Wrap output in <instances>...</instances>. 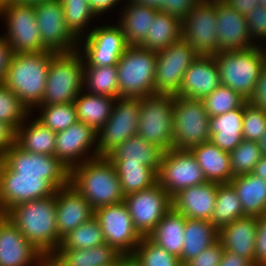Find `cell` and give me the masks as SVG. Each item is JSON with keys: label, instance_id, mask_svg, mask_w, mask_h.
<instances>
[{"label": "cell", "instance_id": "14", "mask_svg": "<svg viewBox=\"0 0 266 266\" xmlns=\"http://www.w3.org/2000/svg\"><path fill=\"white\" fill-rule=\"evenodd\" d=\"M36 20L43 46L55 53L78 51L79 40L66 26L60 0L44 1L34 5Z\"/></svg>", "mask_w": 266, "mask_h": 266}, {"label": "cell", "instance_id": "37", "mask_svg": "<svg viewBox=\"0 0 266 266\" xmlns=\"http://www.w3.org/2000/svg\"><path fill=\"white\" fill-rule=\"evenodd\" d=\"M82 93L81 91L73 102L78 121L91 126L98 133L108 121L116 98Z\"/></svg>", "mask_w": 266, "mask_h": 266}, {"label": "cell", "instance_id": "17", "mask_svg": "<svg viewBox=\"0 0 266 266\" xmlns=\"http://www.w3.org/2000/svg\"><path fill=\"white\" fill-rule=\"evenodd\" d=\"M135 229L147 237L172 208V197L158 183L124 198Z\"/></svg>", "mask_w": 266, "mask_h": 266}, {"label": "cell", "instance_id": "44", "mask_svg": "<svg viewBox=\"0 0 266 266\" xmlns=\"http://www.w3.org/2000/svg\"><path fill=\"white\" fill-rule=\"evenodd\" d=\"M132 256L139 266H181L180 259L158 246L148 237H142Z\"/></svg>", "mask_w": 266, "mask_h": 266}, {"label": "cell", "instance_id": "9", "mask_svg": "<svg viewBox=\"0 0 266 266\" xmlns=\"http://www.w3.org/2000/svg\"><path fill=\"white\" fill-rule=\"evenodd\" d=\"M0 16L5 17L8 29L7 35L2 37L11 47L13 54L48 51L40 38L34 5L0 0Z\"/></svg>", "mask_w": 266, "mask_h": 266}, {"label": "cell", "instance_id": "12", "mask_svg": "<svg viewBox=\"0 0 266 266\" xmlns=\"http://www.w3.org/2000/svg\"><path fill=\"white\" fill-rule=\"evenodd\" d=\"M139 113L140 98L115 100L108 121L97 133V156H106L116 146L137 135Z\"/></svg>", "mask_w": 266, "mask_h": 266}, {"label": "cell", "instance_id": "6", "mask_svg": "<svg viewBox=\"0 0 266 266\" xmlns=\"http://www.w3.org/2000/svg\"><path fill=\"white\" fill-rule=\"evenodd\" d=\"M80 50L51 58L47 83L39 106L73 103L84 90V62Z\"/></svg>", "mask_w": 266, "mask_h": 266}, {"label": "cell", "instance_id": "34", "mask_svg": "<svg viewBox=\"0 0 266 266\" xmlns=\"http://www.w3.org/2000/svg\"><path fill=\"white\" fill-rule=\"evenodd\" d=\"M181 34V20L167 12L158 10L153 22H151L150 29L147 31L146 38L139 46L147 50L159 52L179 41Z\"/></svg>", "mask_w": 266, "mask_h": 266}, {"label": "cell", "instance_id": "61", "mask_svg": "<svg viewBox=\"0 0 266 266\" xmlns=\"http://www.w3.org/2000/svg\"><path fill=\"white\" fill-rule=\"evenodd\" d=\"M7 2H13L15 4H22V5H36L38 3L50 0H6Z\"/></svg>", "mask_w": 266, "mask_h": 266}, {"label": "cell", "instance_id": "47", "mask_svg": "<svg viewBox=\"0 0 266 266\" xmlns=\"http://www.w3.org/2000/svg\"><path fill=\"white\" fill-rule=\"evenodd\" d=\"M29 114V110L18 96L0 83V121L10 124L17 130Z\"/></svg>", "mask_w": 266, "mask_h": 266}, {"label": "cell", "instance_id": "40", "mask_svg": "<svg viewBox=\"0 0 266 266\" xmlns=\"http://www.w3.org/2000/svg\"><path fill=\"white\" fill-rule=\"evenodd\" d=\"M85 86L90 94L119 98L117 66H84Z\"/></svg>", "mask_w": 266, "mask_h": 266}, {"label": "cell", "instance_id": "26", "mask_svg": "<svg viewBox=\"0 0 266 266\" xmlns=\"http://www.w3.org/2000/svg\"><path fill=\"white\" fill-rule=\"evenodd\" d=\"M256 229L257 217L245 215L221 227L218 240L225 250L237 253L254 264Z\"/></svg>", "mask_w": 266, "mask_h": 266}, {"label": "cell", "instance_id": "2", "mask_svg": "<svg viewBox=\"0 0 266 266\" xmlns=\"http://www.w3.org/2000/svg\"><path fill=\"white\" fill-rule=\"evenodd\" d=\"M69 184L95 211L124 201L115 165L105 156L85 161L70 170Z\"/></svg>", "mask_w": 266, "mask_h": 266}, {"label": "cell", "instance_id": "50", "mask_svg": "<svg viewBox=\"0 0 266 266\" xmlns=\"http://www.w3.org/2000/svg\"><path fill=\"white\" fill-rule=\"evenodd\" d=\"M224 247L217 240L207 249L201 251L195 258L190 260L188 266H219L222 254L224 252Z\"/></svg>", "mask_w": 266, "mask_h": 266}, {"label": "cell", "instance_id": "19", "mask_svg": "<svg viewBox=\"0 0 266 266\" xmlns=\"http://www.w3.org/2000/svg\"><path fill=\"white\" fill-rule=\"evenodd\" d=\"M83 37V38H82ZM79 41L82 44L84 66L117 65L118 60L129 46L120 26H99L89 31Z\"/></svg>", "mask_w": 266, "mask_h": 266}, {"label": "cell", "instance_id": "64", "mask_svg": "<svg viewBox=\"0 0 266 266\" xmlns=\"http://www.w3.org/2000/svg\"><path fill=\"white\" fill-rule=\"evenodd\" d=\"M259 5L266 7V0H258Z\"/></svg>", "mask_w": 266, "mask_h": 266}, {"label": "cell", "instance_id": "25", "mask_svg": "<svg viewBox=\"0 0 266 266\" xmlns=\"http://www.w3.org/2000/svg\"><path fill=\"white\" fill-rule=\"evenodd\" d=\"M218 184L207 181L179 191L172 197V208L186 218L211 221Z\"/></svg>", "mask_w": 266, "mask_h": 266}, {"label": "cell", "instance_id": "36", "mask_svg": "<svg viewBox=\"0 0 266 266\" xmlns=\"http://www.w3.org/2000/svg\"><path fill=\"white\" fill-rule=\"evenodd\" d=\"M29 116L16 130V144L27 152L55 156L56 132L50 130L37 118L27 124Z\"/></svg>", "mask_w": 266, "mask_h": 266}, {"label": "cell", "instance_id": "45", "mask_svg": "<svg viewBox=\"0 0 266 266\" xmlns=\"http://www.w3.org/2000/svg\"><path fill=\"white\" fill-rule=\"evenodd\" d=\"M38 107L41 109V115L37 117V119L56 133L64 131L78 121L74 103L53 104Z\"/></svg>", "mask_w": 266, "mask_h": 266}, {"label": "cell", "instance_id": "27", "mask_svg": "<svg viewBox=\"0 0 266 266\" xmlns=\"http://www.w3.org/2000/svg\"><path fill=\"white\" fill-rule=\"evenodd\" d=\"M121 255L107 243L88 249H69L59 245L47 259V266L113 265Z\"/></svg>", "mask_w": 266, "mask_h": 266}, {"label": "cell", "instance_id": "53", "mask_svg": "<svg viewBox=\"0 0 266 266\" xmlns=\"http://www.w3.org/2000/svg\"><path fill=\"white\" fill-rule=\"evenodd\" d=\"M248 102L266 111V65L259 75L254 92Z\"/></svg>", "mask_w": 266, "mask_h": 266}, {"label": "cell", "instance_id": "13", "mask_svg": "<svg viewBox=\"0 0 266 266\" xmlns=\"http://www.w3.org/2000/svg\"><path fill=\"white\" fill-rule=\"evenodd\" d=\"M198 55L182 38L157 52L155 70V94L176 95L182 85L185 71Z\"/></svg>", "mask_w": 266, "mask_h": 266}, {"label": "cell", "instance_id": "60", "mask_svg": "<svg viewBox=\"0 0 266 266\" xmlns=\"http://www.w3.org/2000/svg\"><path fill=\"white\" fill-rule=\"evenodd\" d=\"M112 266H139L132 255H121Z\"/></svg>", "mask_w": 266, "mask_h": 266}, {"label": "cell", "instance_id": "35", "mask_svg": "<svg viewBox=\"0 0 266 266\" xmlns=\"http://www.w3.org/2000/svg\"><path fill=\"white\" fill-rule=\"evenodd\" d=\"M184 236L179 259L182 264H187L218 240V229L210 221L186 218Z\"/></svg>", "mask_w": 266, "mask_h": 266}, {"label": "cell", "instance_id": "54", "mask_svg": "<svg viewBox=\"0 0 266 266\" xmlns=\"http://www.w3.org/2000/svg\"><path fill=\"white\" fill-rule=\"evenodd\" d=\"M16 143V130L8 123L0 121V157Z\"/></svg>", "mask_w": 266, "mask_h": 266}, {"label": "cell", "instance_id": "43", "mask_svg": "<svg viewBox=\"0 0 266 266\" xmlns=\"http://www.w3.org/2000/svg\"><path fill=\"white\" fill-rule=\"evenodd\" d=\"M247 101L240 93L224 85L218 86L210 95L202 99L209 117L222 115L235 108H240Z\"/></svg>", "mask_w": 266, "mask_h": 266}, {"label": "cell", "instance_id": "41", "mask_svg": "<svg viewBox=\"0 0 266 266\" xmlns=\"http://www.w3.org/2000/svg\"><path fill=\"white\" fill-rule=\"evenodd\" d=\"M105 243L98 220L92 217L62 238L60 245L69 249H88Z\"/></svg>", "mask_w": 266, "mask_h": 266}, {"label": "cell", "instance_id": "49", "mask_svg": "<svg viewBox=\"0 0 266 266\" xmlns=\"http://www.w3.org/2000/svg\"><path fill=\"white\" fill-rule=\"evenodd\" d=\"M245 18L252 43L257 38L258 40H266V7L261 5L256 6L249 11Z\"/></svg>", "mask_w": 266, "mask_h": 266}, {"label": "cell", "instance_id": "39", "mask_svg": "<svg viewBox=\"0 0 266 266\" xmlns=\"http://www.w3.org/2000/svg\"><path fill=\"white\" fill-rule=\"evenodd\" d=\"M243 216H245L244 211L234 187L230 183L218 184L215 208L210 222L219 230Z\"/></svg>", "mask_w": 266, "mask_h": 266}, {"label": "cell", "instance_id": "32", "mask_svg": "<svg viewBox=\"0 0 266 266\" xmlns=\"http://www.w3.org/2000/svg\"><path fill=\"white\" fill-rule=\"evenodd\" d=\"M229 183L237 192L244 215H266V180L248 173L235 176Z\"/></svg>", "mask_w": 266, "mask_h": 266}, {"label": "cell", "instance_id": "31", "mask_svg": "<svg viewBox=\"0 0 266 266\" xmlns=\"http://www.w3.org/2000/svg\"><path fill=\"white\" fill-rule=\"evenodd\" d=\"M127 3L118 25L129 45H139L146 38L151 22L159 9L134 0H127Z\"/></svg>", "mask_w": 266, "mask_h": 266}, {"label": "cell", "instance_id": "15", "mask_svg": "<svg viewBox=\"0 0 266 266\" xmlns=\"http://www.w3.org/2000/svg\"><path fill=\"white\" fill-rule=\"evenodd\" d=\"M203 171L190 150L165 151L158 171V184L171 197L179 191L206 183Z\"/></svg>", "mask_w": 266, "mask_h": 266}, {"label": "cell", "instance_id": "28", "mask_svg": "<svg viewBox=\"0 0 266 266\" xmlns=\"http://www.w3.org/2000/svg\"><path fill=\"white\" fill-rule=\"evenodd\" d=\"M164 152L158 145L135 135L116 146L105 157L111 163H140L158 172Z\"/></svg>", "mask_w": 266, "mask_h": 266}, {"label": "cell", "instance_id": "21", "mask_svg": "<svg viewBox=\"0 0 266 266\" xmlns=\"http://www.w3.org/2000/svg\"><path fill=\"white\" fill-rule=\"evenodd\" d=\"M47 266L37 250L6 216L0 217V266Z\"/></svg>", "mask_w": 266, "mask_h": 266}, {"label": "cell", "instance_id": "58", "mask_svg": "<svg viewBox=\"0 0 266 266\" xmlns=\"http://www.w3.org/2000/svg\"><path fill=\"white\" fill-rule=\"evenodd\" d=\"M92 9L97 15H102L105 11L113 8L120 0H89Z\"/></svg>", "mask_w": 266, "mask_h": 266}, {"label": "cell", "instance_id": "62", "mask_svg": "<svg viewBox=\"0 0 266 266\" xmlns=\"http://www.w3.org/2000/svg\"><path fill=\"white\" fill-rule=\"evenodd\" d=\"M259 149L263 157H266V132L262 135V137L257 141Z\"/></svg>", "mask_w": 266, "mask_h": 266}, {"label": "cell", "instance_id": "11", "mask_svg": "<svg viewBox=\"0 0 266 266\" xmlns=\"http://www.w3.org/2000/svg\"><path fill=\"white\" fill-rule=\"evenodd\" d=\"M217 0H200L181 21V38L189 43L198 56L218 53Z\"/></svg>", "mask_w": 266, "mask_h": 266}, {"label": "cell", "instance_id": "56", "mask_svg": "<svg viewBox=\"0 0 266 266\" xmlns=\"http://www.w3.org/2000/svg\"><path fill=\"white\" fill-rule=\"evenodd\" d=\"M219 266H255L248 259L239 256L237 253L224 250Z\"/></svg>", "mask_w": 266, "mask_h": 266}, {"label": "cell", "instance_id": "20", "mask_svg": "<svg viewBox=\"0 0 266 266\" xmlns=\"http://www.w3.org/2000/svg\"><path fill=\"white\" fill-rule=\"evenodd\" d=\"M93 145H95L93 147L95 148L93 149L94 154L89 155V149L92 150ZM55 156L69 170L87 160L98 157L97 132L91 126L77 121L64 131L56 133Z\"/></svg>", "mask_w": 266, "mask_h": 266}, {"label": "cell", "instance_id": "23", "mask_svg": "<svg viewBox=\"0 0 266 266\" xmlns=\"http://www.w3.org/2000/svg\"><path fill=\"white\" fill-rule=\"evenodd\" d=\"M221 85L214 56H198L185 71L181 88L175 96L202 100Z\"/></svg>", "mask_w": 266, "mask_h": 266}, {"label": "cell", "instance_id": "33", "mask_svg": "<svg viewBox=\"0 0 266 266\" xmlns=\"http://www.w3.org/2000/svg\"><path fill=\"white\" fill-rule=\"evenodd\" d=\"M186 217L171 208L147 236L170 254L180 258L184 243Z\"/></svg>", "mask_w": 266, "mask_h": 266}, {"label": "cell", "instance_id": "48", "mask_svg": "<svg viewBox=\"0 0 266 266\" xmlns=\"http://www.w3.org/2000/svg\"><path fill=\"white\" fill-rule=\"evenodd\" d=\"M266 132V111L260 107L244 104L243 114V139L257 142Z\"/></svg>", "mask_w": 266, "mask_h": 266}, {"label": "cell", "instance_id": "22", "mask_svg": "<svg viewBox=\"0 0 266 266\" xmlns=\"http://www.w3.org/2000/svg\"><path fill=\"white\" fill-rule=\"evenodd\" d=\"M218 52L247 50L255 45L249 37L247 20L243 14L230 8L222 0H217Z\"/></svg>", "mask_w": 266, "mask_h": 266}, {"label": "cell", "instance_id": "16", "mask_svg": "<svg viewBox=\"0 0 266 266\" xmlns=\"http://www.w3.org/2000/svg\"><path fill=\"white\" fill-rule=\"evenodd\" d=\"M0 159L16 174L42 175L56 189L69 184L70 170L56 156L27 152L15 143Z\"/></svg>", "mask_w": 266, "mask_h": 266}, {"label": "cell", "instance_id": "42", "mask_svg": "<svg viewBox=\"0 0 266 266\" xmlns=\"http://www.w3.org/2000/svg\"><path fill=\"white\" fill-rule=\"evenodd\" d=\"M63 6L65 22L70 32L80 40L84 35L85 27L97 16L92 9L89 0H60ZM84 31V32H83Z\"/></svg>", "mask_w": 266, "mask_h": 266}, {"label": "cell", "instance_id": "30", "mask_svg": "<svg viewBox=\"0 0 266 266\" xmlns=\"http://www.w3.org/2000/svg\"><path fill=\"white\" fill-rule=\"evenodd\" d=\"M243 114L244 105L222 115L210 117V141L223 151H233L244 140Z\"/></svg>", "mask_w": 266, "mask_h": 266}, {"label": "cell", "instance_id": "59", "mask_svg": "<svg viewBox=\"0 0 266 266\" xmlns=\"http://www.w3.org/2000/svg\"><path fill=\"white\" fill-rule=\"evenodd\" d=\"M252 173L263 180H266V157L262 156L259 159Z\"/></svg>", "mask_w": 266, "mask_h": 266}, {"label": "cell", "instance_id": "4", "mask_svg": "<svg viewBox=\"0 0 266 266\" xmlns=\"http://www.w3.org/2000/svg\"><path fill=\"white\" fill-rule=\"evenodd\" d=\"M214 57L219 67L221 85L230 87L249 100L266 65L264 49L255 45L247 50L221 51Z\"/></svg>", "mask_w": 266, "mask_h": 266}, {"label": "cell", "instance_id": "5", "mask_svg": "<svg viewBox=\"0 0 266 266\" xmlns=\"http://www.w3.org/2000/svg\"><path fill=\"white\" fill-rule=\"evenodd\" d=\"M157 52L129 45L117 63L119 98H142L155 94Z\"/></svg>", "mask_w": 266, "mask_h": 266}, {"label": "cell", "instance_id": "24", "mask_svg": "<svg viewBox=\"0 0 266 266\" xmlns=\"http://www.w3.org/2000/svg\"><path fill=\"white\" fill-rule=\"evenodd\" d=\"M55 201L57 229L61 239L94 217L90 204L70 184L56 190Z\"/></svg>", "mask_w": 266, "mask_h": 266}, {"label": "cell", "instance_id": "29", "mask_svg": "<svg viewBox=\"0 0 266 266\" xmlns=\"http://www.w3.org/2000/svg\"><path fill=\"white\" fill-rule=\"evenodd\" d=\"M190 151L196 157L206 181L223 184L234 178L229 152L221 150L211 141L196 145Z\"/></svg>", "mask_w": 266, "mask_h": 266}, {"label": "cell", "instance_id": "52", "mask_svg": "<svg viewBox=\"0 0 266 266\" xmlns=\"http://www.w3.org/2000/svg\"><path fill=\"white\" fill-rule=\"evenodd\" d=\"M200 0H162L159 10L178 17L181 21L191 12Z\"/></svg>", "mask_w": 266, "mask_h": 266}, {"label": "cell", "instance_id": "38", "mask_svg": "<svg viewBox=\"0 0 266 266\" xmlns=\"http://www.w3.org/2000/svg\"><path fill=\"white\" fill-rule=\"evenodd\" d=\"M124 196L148 189L158 183V172L140 163H113Z\"/></svg>", "mask_w": 266, "mask_h": 266}, {"label": "cell", "instance_id": "1", "mask_svg": "<svg viewBox=\"0 0 266 266\" xmlns=\"http://www.w3.org/2000/svg\"><path fill=\"white\" fill-rule=\"evenodd\" d=\"M6 216L47 259L62 241L57 229L55 195L21 203Z\"/></svg>", "mask_w": 266, "mask_h": 266}, {"label": "cell", "instance_id": "63", "mask_svg": "<svg viewBox=\"0 0 266 266\" xmlns=\"http://www.w3.org/2000/svg\"><path fill=\"white\" fill-rule=\"evenodd\" d=\"M143 4H148L158 8L162 4V0H134Z\"/></svg>", "mask_w": 266, "mask_h": 266}, {"label": "cell", "instance_id": "7", "mask_svg": "<svg viewBox=\"0 0 266 266\" xmlns=\"http://www.w3.org/2000/svg\"><path fill=\"white\" fill-rule=\"evenodd\" d=\"M175 95L154 94L140 98L137 135L164 151L173 149Z\"/></svg>", "mask_w": 266, "mask_h": 266}, {"label": "cell", "instance_id": "18", "mask_svg": "<svg viewBox=\"0 0 266 266\" xmlns=\"http://www.w3.org/2000/svg\"><path fill=\"white\" fill-rule=\"evenodd\" d=\"M94 217L102 228L105 243L122 255H132L142 236L135 229L132 217L123 202L98 208Z\"/></svg>", "mask_w": 266, "mask_h": 266}, {"label": "cell", "instance_id": "10", "mask_svg": "<svg viewBox=\"0 0 266 266\" xmlns=\"http://www.w3.org/2000/svg\"><path fill=\"white\" fill-rule=\"evenodd\" d=\"M56 188L42 175L16 174L0 159V213L28 201L55 195Z\"/></svg>", "mask_w": 266, "mask_h": 266}, {"label": "cell", "instance_id": "55", "mask_svg": "<svg viewBox=\"0 0 266 266\" xmlns=\"http://www.w3.org/2000/svg\"><path fill=\"white\" fill-rule=\"evenodd\" d=\"M12 54L11 47L6 40L0 36V83L4 80Z\"/></svg>", "mask_w": 266, "mask_h": 266}, {"label": "cell", "instance_id": "46", "mask_svg": "<svg viewBox=\"0 0 266 266\" xmlns=\"http://www.w3.org/2000/svg\"><path fill=\"white\" fill-rule=\"evenodd\" d=\"M261 157L262 154L257 142L243 140L230 152L233 177L252 173Z\"/></svg>", "mask_w": 266, "mask_h": 266}, {"label": "cell", "instance_id": "51", "mask_svg": "<svg viewBox=\"0 0 266 266\" xmlns=\"http://www.w3.org/2000/svg\"><path fill=\"white\" fill-rule=\"evenodd\" d=\"M255 266H266V215L257 217Z\"/></svg>", "mask_w": 266, "mask_h": 266}, {"label": "cell", "instance_id": "57", "mask_svg": "<svg viewBox=\"0 0 266 266\" xmlns=\"http://www.w3.org/2000/svg\"><path fill=\"white\" fill-rule=\"evenodd\" d=\"M230 8L246 16L251 9L259 5L258 0H222Z\"/></svg>", "mask_w": 266, "mask_h": 266}, {"label": "cell", "instance_id": "8", "mask_svg": "<svg viewBox=\"0 0 266 266\" xmlns=\"http://www.w3.org/2000/svg\"><path fill=\"white\" fill-rule=\"evenodd\" d=\"M210 117L202 100L175 96L173 149L190 150L210 141Z\"/></svg>", "mask_w": 266, "mask_h": 266}, {"label": "cell", "instance_id": "3", "mask_svg": "<svg viewBox=\"0 0 266 266\" xmlns=\"http://www.w3.org/2000/svg\"><path fill=\"white\" fill-rule=\"evenodd\" d=\"M55 54L49 50L12 54L2 83L18 96L30 113L42 102L48 69Z\"/></svg>", "mask_w": 266, "mask_h": 266}]
</instances>
